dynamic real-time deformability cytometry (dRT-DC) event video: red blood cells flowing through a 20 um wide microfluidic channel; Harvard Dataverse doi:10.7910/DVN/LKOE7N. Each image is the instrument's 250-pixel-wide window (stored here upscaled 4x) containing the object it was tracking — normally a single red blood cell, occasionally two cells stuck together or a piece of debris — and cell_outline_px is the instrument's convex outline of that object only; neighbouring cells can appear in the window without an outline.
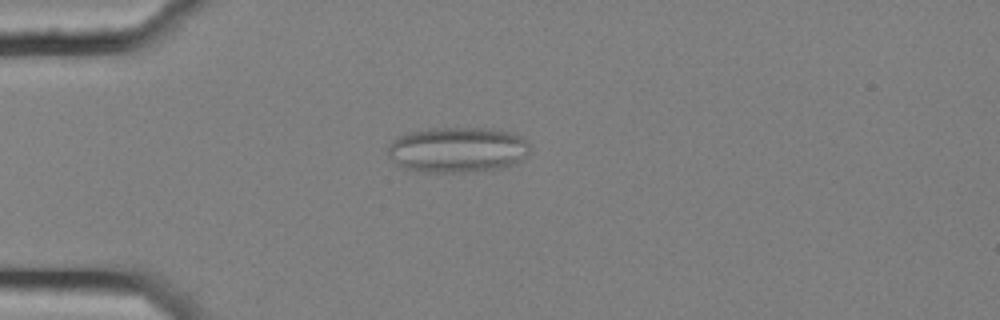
{"species": "common noctule bat (a hibernating species)", "species_latin": "Nyctalus noctula", "temperature_condition": "cold", "stored_images_in_passage": 5, "camera_frame_rate_fps": 3000, "um_per_image_px": 0.085, "animal": {"sex": "female", "body_mass_g": 25.1}, "frame": {"image": 1, "passage_image": 5, "time_ms": 1.333, "image_size_px": [1000, 320], "cell_outline_px": [[532, 148], [524, 160], [516, 164], [500, 168], [464, 172], [424, 172], [404, 168], [396, 164], [388, 156], [388, 144], [396, 136], [428, 128], [484, 128], [508, 132], [520, 136]], "centroid_in_image_um": [38.88, 12.73], "position_along_channel_um": 46.1, "area_um2": 37.92}}